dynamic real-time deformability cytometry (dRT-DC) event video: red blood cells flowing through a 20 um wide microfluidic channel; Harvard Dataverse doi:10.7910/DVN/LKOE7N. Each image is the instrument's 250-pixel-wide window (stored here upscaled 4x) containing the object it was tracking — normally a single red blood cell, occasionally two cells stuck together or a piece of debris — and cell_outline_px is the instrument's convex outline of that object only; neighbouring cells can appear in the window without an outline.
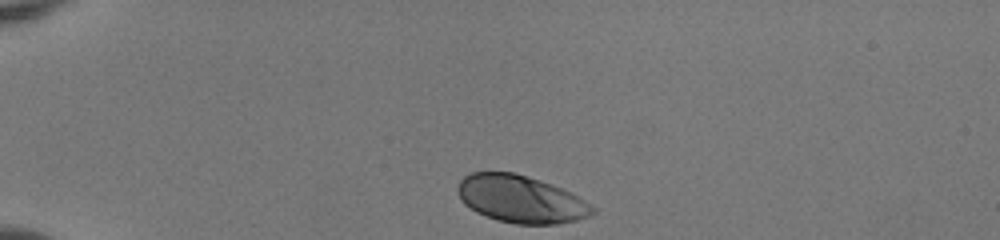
{"species": "human", "species_latin": "Homo sapiens", "temperature_condition": "room temperature", "stored_images_in_passage": 34, "camera_frame_rate_fps": 3000, "um_per_image_px": 0.085, "donor": {"sex": "female"}, "frame": {"image": 1, "passage_image": 1, "time_ms": 0.0, "image_size_px": [1000, 240], "cell_outline_px": [[596, 212], [588, 216], [576, 220], [556, 224], [516, 224], [496, 220], [476, 212], [464, 204], [460, 200], [456, 188], [460, 180], [464, 176], [472, 172], [516, 172], [540, 180], [580, 196], [596, 208]], "centroid_in_image_um": [44.26, 16.92], "position_along_channel_um": 40.7, "area_um2": 37.45}}
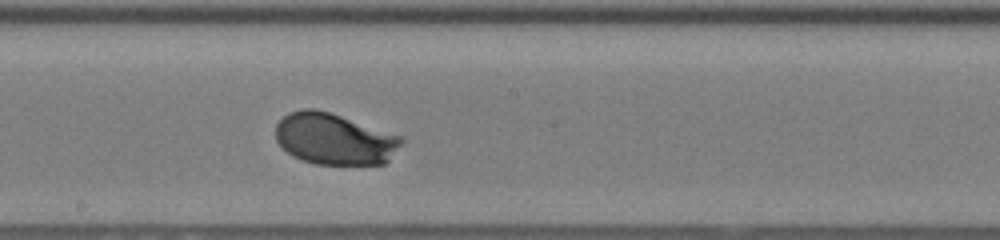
{"frame": {"image": 2, "passage_image": 19, "time_ms": 6.0, "image_size_px": [1000, 240], "cell_outline_px": [[404, 140], [388, 160], [384, 164], [316, 164], [292, 156], [276, 140], [276, 124], [288, 112], [300, 108], [316, 108], [404, 136]], "centroid_in_image_um": [28.42, 11.79], "position_along_channel_um": 219.8, "area_um2": 37.63}}
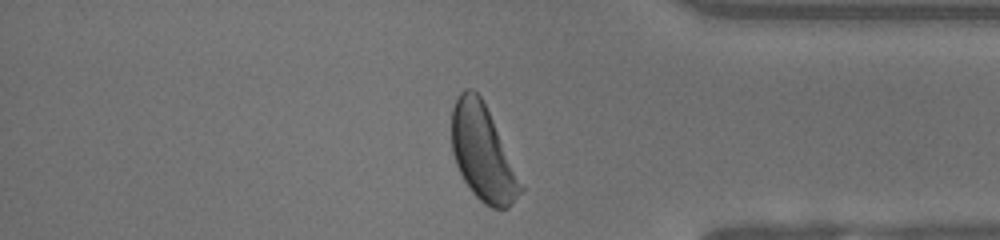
{"frame": {"image": 3, "passage_image": 33, "time_ms": 10.667, "image_size_px": [1000, 240], "cell_outline_px": [[524, 192], [508, 208], [492, 208], [484, 204], [472, 192], [464, 180], [456, 164], [452, 152], [452, 108], [460, 92], [464, 88], [472, 88], [480, 96], [492, 120], [524, 188]], "centroid_in_image_um": [41.02, 13.03], "position_along_channel_um": 394.2, "area_um2": 37.74}, "authors_computed_cell_mechanics": {"area_um2": 37.4544, "velocity_mm_per_s": 3.9656, "shape_relaxation_time_tau1_ms": 2.1183, "shape_relaxation_time_tau2_ms": null, "deformation_change_tau1": 0.1449, "deformation_change_tau2": null}}